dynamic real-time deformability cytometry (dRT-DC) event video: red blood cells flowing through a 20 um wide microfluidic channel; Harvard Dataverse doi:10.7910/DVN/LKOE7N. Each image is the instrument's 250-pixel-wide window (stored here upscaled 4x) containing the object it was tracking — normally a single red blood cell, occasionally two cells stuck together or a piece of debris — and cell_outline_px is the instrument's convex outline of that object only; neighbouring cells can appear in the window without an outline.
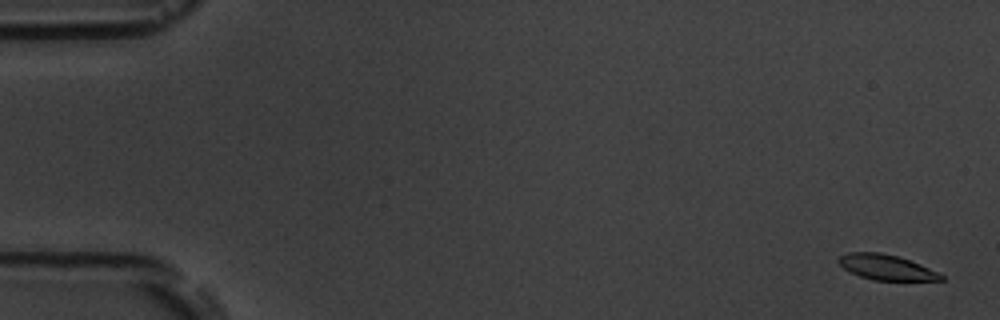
{"species": "common noctule bat (a hibernating species)", "species_latin": "Nyctalus noctula", "temperature_condition": "room temperature", "stored_images_in_passage": 6, "camera_frame_rate_fps": 3000, "um_per_image_px": 0.085, "animal": {"sex": "male", "body_mass_g": 19.5, "forearm_length_mm": 54.6}, "frame": {"image": 1, "passage_image": 1, "time_ms": 0.0, "image_size_px": [1000, 320], "cell_outline_px": [[944, 280], [872, 280], [860, 276], [844, 268], [836, 260], [840, 256], [848, 252], [880, 252], [896, 256], [920, 264], [940, 272], [944, 276]], "centroid_in_image_um": [75.35, 22.72], "position_along_channel_um": 9.7, "area_um2": 14.97}}
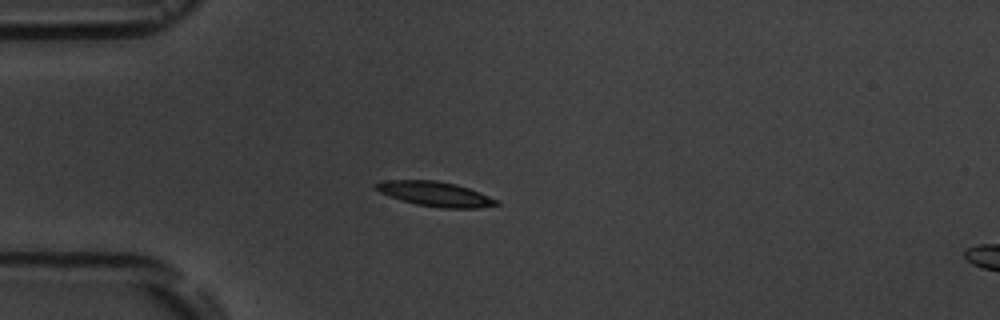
{"frame": {"image": 2, "passage_image": 5, "time_ms": 4.667, "image_size_px": [1000, 320], "cell_outline_px": [[500, 204], [476, 208], [440, 208], [416, 204], [400, 200], [380, 192], [372, 184], [384, 180], [436, 180], [456, 184], [468, 188], [500, 200]], "centroid_in_image_um": [36.99, 16.48], "position_along_channel_um": 48.0, "area_um2": 17.4}}